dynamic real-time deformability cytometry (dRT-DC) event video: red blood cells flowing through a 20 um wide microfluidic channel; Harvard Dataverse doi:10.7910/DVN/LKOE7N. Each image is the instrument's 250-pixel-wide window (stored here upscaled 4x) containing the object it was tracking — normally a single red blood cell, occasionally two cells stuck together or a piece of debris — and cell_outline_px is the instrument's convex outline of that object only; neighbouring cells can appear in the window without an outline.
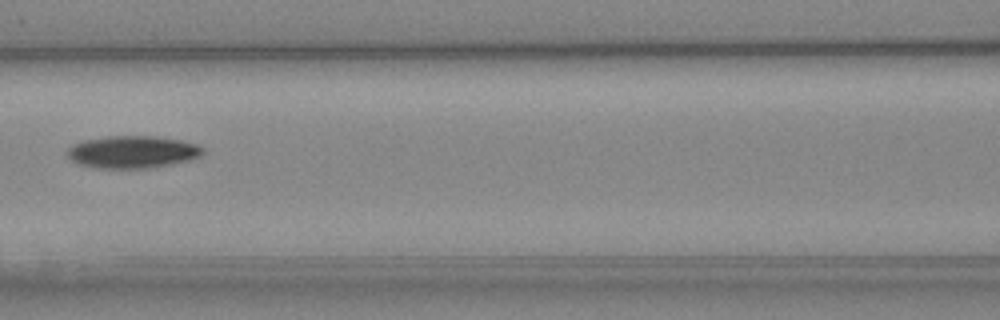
{"species": "Egyptian fruit bat (a non-hibernating species)", "species_latin": "Rousettus aegyptiacus", "temperature_condition": "cold", "stored_images_in_passage": 7, "camera_frame_rate_fps": 3000, "um_per_image_px": 0.085, "animal": {"sex": "female"}, "frame": {"image": 1, "passage_image": 6, "time_ms": 5.667, "image_size_px": [1000, 320], "cell_outline_px": [[204, 152], [200, 156], [192, 160], [172, 164], [148, 168], [96, 168], [80, 164], [72, 160], [68, 156], [68, 148], [84, 140], [108, 136], [156, 136], [180, 140], [200, 144], [204, 148]], "centroid_in_image_um": [11.34, 12.91], "position_along_channel_um": 155.3, "area_um2": 25.61}}
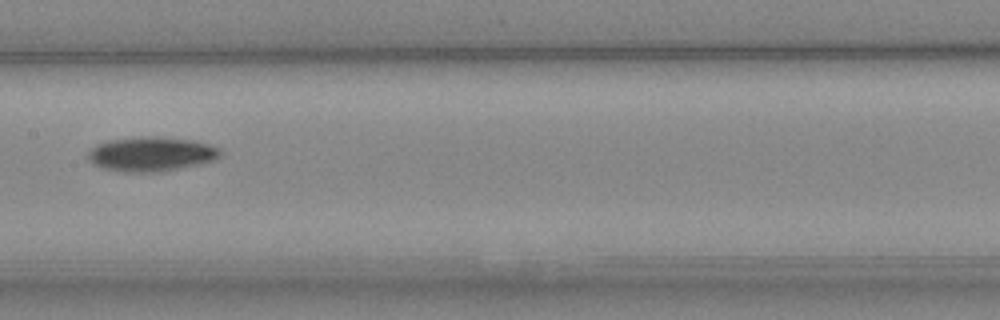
{"frame": {"image": 2, "passage_image": 7, "time_ms": 6.667, "image_size_px": [1000, 320], "cell_outline_px": [[220, 156], [216, 160], [200, 164], [160, 172], [120, 172], [100, 168], [92, 164], [88, 160], [88, 152], [96, 144], [108, 140], [140, 136], [156, 136], [192, 140], [208, 144], [220, 148]], "centroid_in_image_um": [12.82, 13.1], "position_along_channel_um": 194.6, "area_um2": 26.93}}